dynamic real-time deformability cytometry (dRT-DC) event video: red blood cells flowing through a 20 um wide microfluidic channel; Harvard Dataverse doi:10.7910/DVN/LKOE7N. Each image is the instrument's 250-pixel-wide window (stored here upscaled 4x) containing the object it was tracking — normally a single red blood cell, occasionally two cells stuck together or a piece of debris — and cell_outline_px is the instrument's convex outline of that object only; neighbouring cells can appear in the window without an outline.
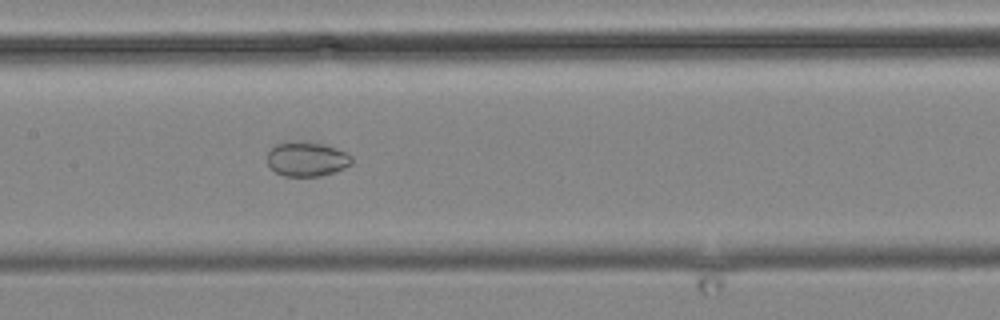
{"species": "common noctule bat (a hibernating species)", "species_latin": "Nyctalus noctula", "temperature_condition": "cold", "stored_images_in_passage": 11, "camera_frame_rate_fps": 3000, "um_per_image_px": 0.085, "animal": {"sex": "male", "body_mass_g": 19.2, "forearm_length_mm": 51.8}, "frame": {"image": 1, "passage_image": 11, "time_ms": 14.0, "image_size_px": [1000, 320], "cell_outline_px": [[352, 164], [336, 172], [320, 176], [284, 176], [276, 172], [268, 164], [268, 152], [276, 144], [320, 144], [336, 148], [348, 152], [352, 156]], "centroid_in_image_um": [26.14, 13.57], "position_along_channel_um": 181.3, "area_um2": 16.42}}